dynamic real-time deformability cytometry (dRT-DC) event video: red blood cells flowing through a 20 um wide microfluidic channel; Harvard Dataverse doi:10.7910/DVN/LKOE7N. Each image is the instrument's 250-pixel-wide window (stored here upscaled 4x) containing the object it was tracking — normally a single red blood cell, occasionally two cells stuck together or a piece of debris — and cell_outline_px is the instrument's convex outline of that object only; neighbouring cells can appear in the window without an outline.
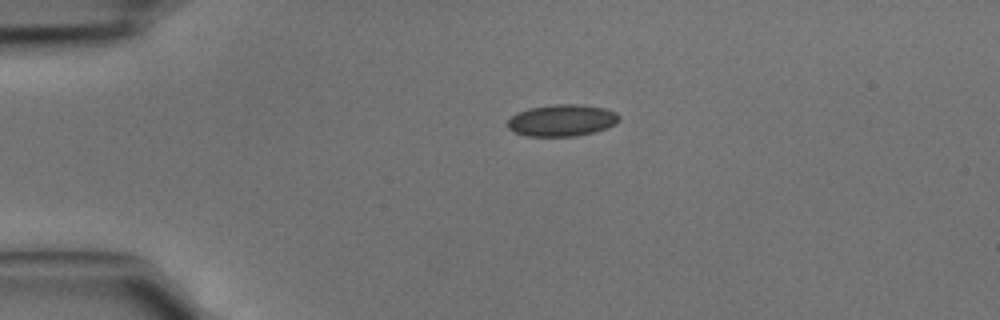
{"species": "common noctule bat (a hibernating species)", "species_latin": "Nyctalus noctula", "temperature_condition": "cold", "stored_images_in_passage": 3, "camera_frame_rate_fps": 3000, "um_per_image_px": 0.085, "animal": {"sex": "male", "body_mass_g": 15.6}, "frame": {"image": 1, "passage_image": 1, "time_ms": 0.0, "image_size_px": [1000, 320], "cell_outline_px": [[620, 120], [616, 124], [596, 132], [576, 136], [528, 136], [516, 132], [508, 128], [508, 120], [516, 112], [528, 108], [556, 104], [580, 104], [604, 108], [616, 112], [620, 116]], "centroid_in_image_um": [47.79, 10.22], "position_along_channel_um": 37.2, "area_um2": 20.75}}